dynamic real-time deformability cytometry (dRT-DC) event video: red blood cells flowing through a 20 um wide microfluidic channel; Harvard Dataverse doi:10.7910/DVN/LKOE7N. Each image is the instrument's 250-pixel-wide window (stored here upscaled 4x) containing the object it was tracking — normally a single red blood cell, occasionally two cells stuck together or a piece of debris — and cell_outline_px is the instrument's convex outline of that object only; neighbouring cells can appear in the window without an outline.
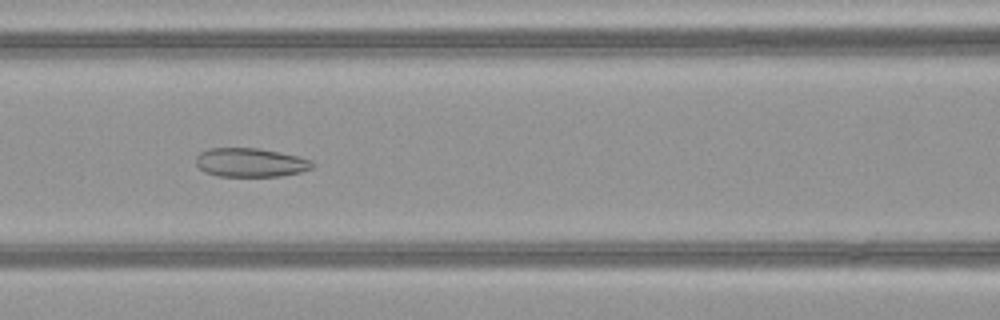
{"species": "common noctule bat (a hibernating species)", "species_latin": "Nyctalus noctula", "temperature_condition": "warm", "stored_images_in_passage": 51, "camera_frame_rate_fps": 3000, "um_per_image_px": 0.085, "animal": {"sex": "female", "body_mass_g": 21.9}, "frame": {"image": 1, "passage_image": 23, "time_ms": 7.333, "image_size_px": [1000, 320], "cell_outline_px": [[316, 164], [312, 168], [300, 172], [280, 176], [216, 176], [204, 172], [196, 164], [196, 156], [200, 152], [208, 148], [260, 148], [300, 156], [312, 160]], "centroid_in_image_um": [21.31, 13.81], "position_along_channel_um": 145.3, "area_um2": 19.83}}
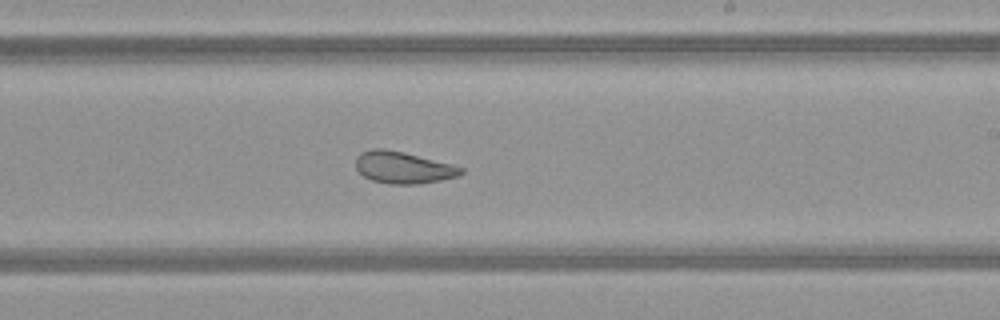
{"frame": {"image": 2, "passage_image": 31, "time_ms": 10.0, "image_size_px": [1000, 320], "cell_outline_px": [[464, 172], [460, 176], [440, 180], [416, 184], [388, 184], [372, 180], [364, 176], [356, 168], [356, 156], [360, 152], [372, 148], [384, 148], [404, 152], [452, 164], [464, 168]], "centroid_in_image_um": [34.27, 14.23], "position_along_channel_um": 254.7, "area_um2": 19.65}}
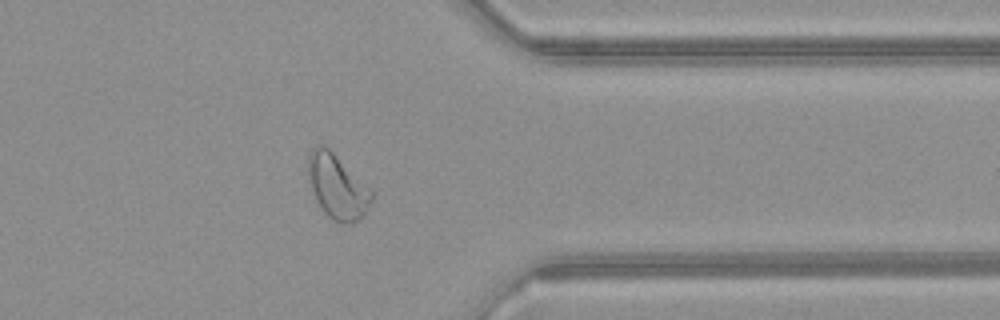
{"frame": {"image": 3, "passage_image": 41, "time_ms": 13.333, "image_size_px": [1000, 320], "cell_outline_px": [[372, 200], [368, 208], [360, 220], [352, 224], [344, 224], [332, 220], [324, 212], [316, 200], [308, 176], [308, 156], [316, 144], [324, 144], [372, 192]], "centroid_in_image_um": [28.65, 15.9], "position_along_channel_um": 382.8, "area_um2": 23.29}, "authors_computed_cell_mechanics": {"area_um2": 26.7614, "velocity_mm_per_s": 4.1127, "shape_relaxation_time_tau1_ms": null, "shape_relaxation_time_tau2_ms": 2.0982, "deformation_change_tau1": null, "deformation_change_tau2": 0.0976}}